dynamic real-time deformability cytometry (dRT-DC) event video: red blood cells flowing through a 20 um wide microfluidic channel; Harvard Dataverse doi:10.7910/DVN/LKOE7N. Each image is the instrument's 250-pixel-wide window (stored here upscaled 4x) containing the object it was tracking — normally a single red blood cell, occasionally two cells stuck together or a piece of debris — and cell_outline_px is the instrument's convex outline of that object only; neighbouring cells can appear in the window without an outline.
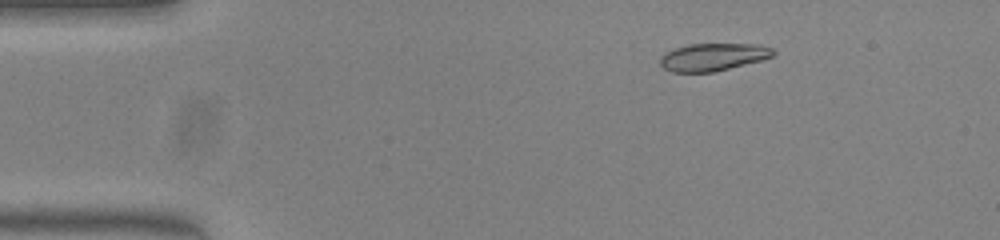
{"species": "common noctule bat (a hibernating species)", "species_latin": "Nyctalus noctula", "temperature_condition": "warm", "stored_images_in_passage": 51, "camera_frame_rate_fps": 3000, "um_per_image_px": 0.085, "animal": {"sex": "female", "body_mass_g": 23.0, "forearm_length_mm": 53.4}, "frame": {"image": 1, "passage_image": 8, "time_ms": 2.333, "image_size_px": [1000, 240], "cell_outline_px": [[776, 52], [772, 56], [760, 60], [712, 72], [672, 72], [664, 68], [660, 64], [660, 56], [664, 52], [688, 44], [760, 44], [772, 48]], "centroid_in_image_um": [60.58, 4.83], "position_along_channel_um": 24.4, "area_um2": 18.03}}
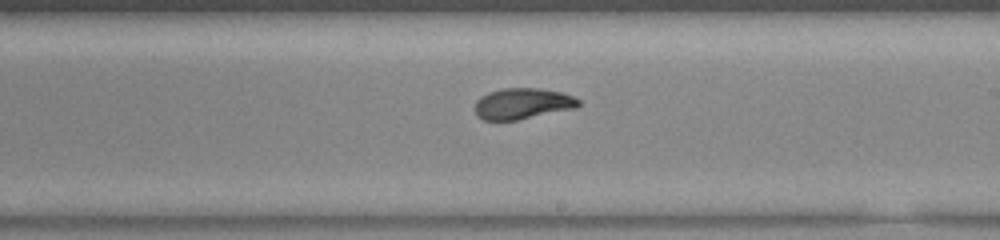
{"frame": {"image": 2, "passage_image": 30, "time_ms": 9.667, "image_size_px": [1000, 240], "cell_outline_px": [[580, 104], [576, 108], [516, 120], [484, 120], [476, 116], [476, 100], [480, 96], [488, 92], [504, 88], [540, 88], [560, 92], [572, 96], [580, 100]], "centroid_in_image_um": [44.4, 8.8], "position_along_channel_um": 244.6, "area_um2": 18.67}}
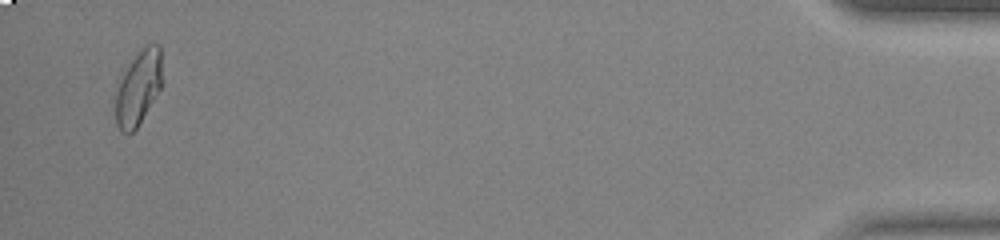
{"frame": {"image": 3, "passage_image": 50, "time_ms": 16.333, "image_size_px": [1000, 240], "cell_outline_px": [[160, 88], [136, 128], [132, 132], [120, 132], [116, 124], [116, 92], [120, 80], [124, 72], [140, 48], [148, 44], [160, 44]], "centroid_in_image_um": [11.73, 7.45], "position_along_channel_um": 423.5, "area_um2": 19.54}, "authors_computed_cell_mechanics": {"area_um2": 19.2474, "velocity_mm_per_s": 3.9917, "shape_relaxation_time_tau1_ms": 6.0721, "shape_relaxation_time_tau2_ms": 1.2836, "deformation_change_tau1": 0.2469, "deformation_change_tau2": 0.0619}}